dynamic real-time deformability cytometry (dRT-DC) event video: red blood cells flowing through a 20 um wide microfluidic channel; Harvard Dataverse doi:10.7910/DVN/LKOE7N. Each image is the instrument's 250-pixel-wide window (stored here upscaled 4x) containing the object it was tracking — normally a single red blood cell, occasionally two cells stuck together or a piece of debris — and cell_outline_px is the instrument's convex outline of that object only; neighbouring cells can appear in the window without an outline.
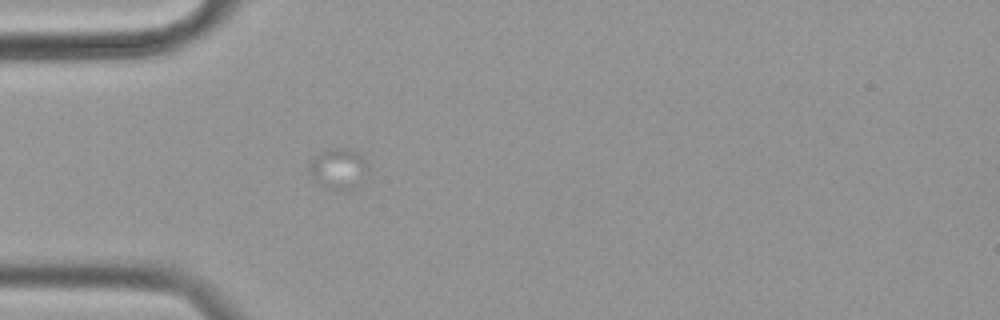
{"species": "common noctule bat (a hibernating species)", "species_latin": "Nyctalus noctula", "temperature_condition": "cold", "stored_images_in_passage": 26, "camera_frame_rate_fps": 3000, "um_per_image_px": 0.085, "animal": {"sex": "female", "body_mass_g": 19.9}, "frame": {"image": 1, "passage_image": 1, "time_ms": 0.0, "image_size_px": [1000, 320], "cell_outline_px": [[368, 168], [352, 188], [328, 188], [320, 184], [308, 172], [308, 164], [316, 156], [332, 148], [348, 148], [356, 152], [368, 164]], "centroid_in_image_um": [28.71, 14.29], "position_along_channel_um": 56.3, "area_um2": 13.06}}
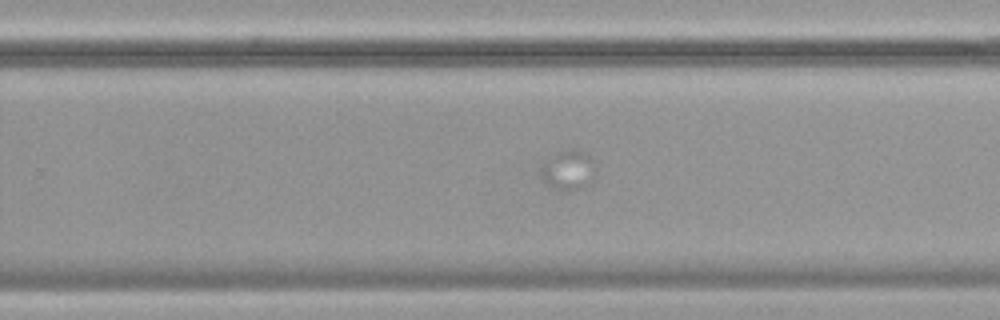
{"frame": {"image": 2, "passage_image": 22, "time_ms": 7.0, "image_size_px": [1000, 320], "cell_outline_px": [[596, 180], [584, 188], [556, 188], [544, 184], [540, 168], [556, 152], [572, 148], [580, 148], [588, 152], [592, 160]], "centroid_in_image_um": [48.36, 14.41], "position_along_channel_um": 281.4, "area_um2": 12.72}}
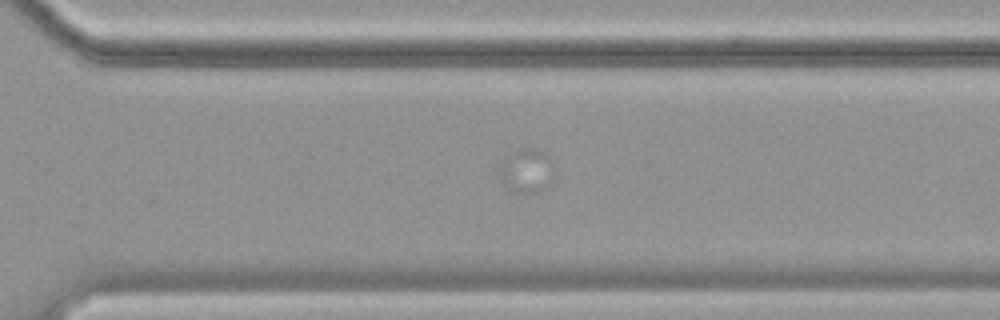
{"frame": {"image": 3, "passage_image": 26, "time_ms": 8.333, "image_size_px": [1000, 320], "cell_outline_px": [[556, 184], [544, 188], [528, 192], [520, 192], [504, 184], [496, 172], [512, 152], [520, 148], [540, 148], [552, 160], [556, 172]], "centroid_in_image_um": [44.87, 14.48], "position_along_channel_um": 325.7, "area_um2": 14.28}}